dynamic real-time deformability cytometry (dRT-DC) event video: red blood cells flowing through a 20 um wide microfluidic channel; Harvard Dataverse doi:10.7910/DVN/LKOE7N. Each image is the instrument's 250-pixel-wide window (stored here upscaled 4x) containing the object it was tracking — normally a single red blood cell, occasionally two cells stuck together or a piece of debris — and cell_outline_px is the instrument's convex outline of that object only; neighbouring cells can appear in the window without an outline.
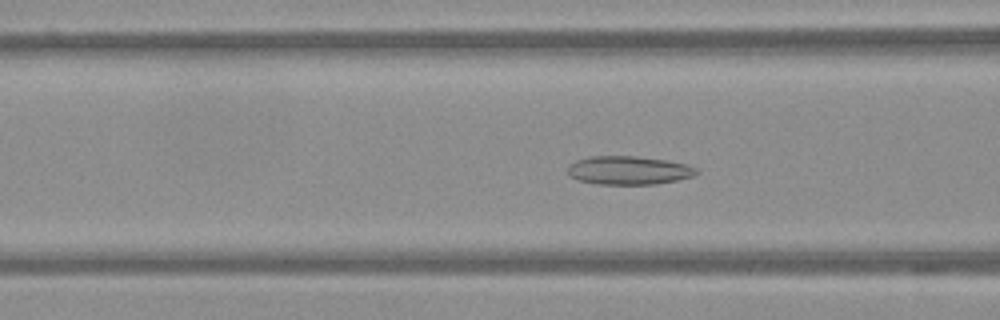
{"species": "Egyptian fruit bat (a non-hibernating species)", "species_latin": "Rousettus aegyptiacus", "temperature_condition": "warm", "stored_images_in_passage": 43, "camera_frame_rate_fps": 3000, "um_per_image_px": 0.085, "frame": {"image": 1, "passage_image": 9, "time_ms": 2.667, "image_size_px": [1000, 320], "cell_outline_px": [[700, 172], [692, 176], [676, 180], [656, 184], [596, 184], [580, 180], [568, 176], [568, 164], [576, 160], [592, 156], [636, 156], [668, 160], [688, 164], [696, 168]], "centroid_in_image_um": [53.44, 14.47], "position_along_channel_um": 113.2, "area_um2": 21.5}}
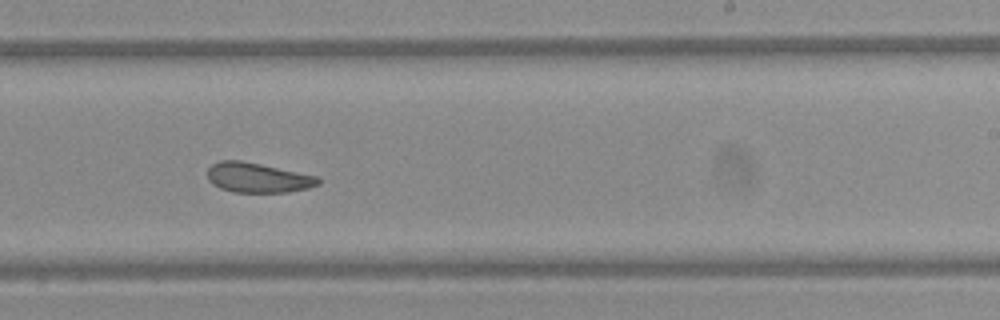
{"frame": {"image": 2, "passage_image": 22, "time_ms": 7.0, "image_size_px": [1000, 320], "cell_outline_px": [[320, 184], [308, 188], [288, 192], [232, 192], [220, 188], [212, 184], [208, 180], [208, 168], [212, 164], [220, 160], [240, 160], [320, 176]], "centroid_in_image_um": [21.92, 15.1], "position_along_channel_um": 267.1, "area_um2": 19.36}}
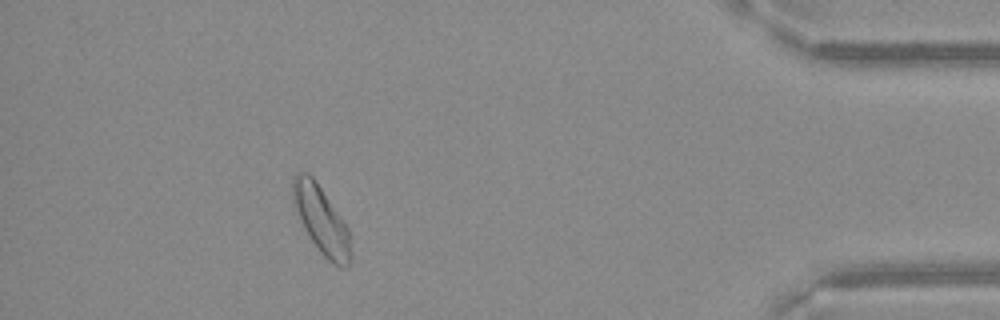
{"frame": {"image": 3, "passage_image": 38, "time_ms": 12.333, "image_size_px": [1000, 320], "cell_outline_px": [[352, 260], [344, 268], [340, 268], [332, 264], [320, 252], [304, 228], [300, 220], [292, 200], [292, 180], [296, 172], [308, 172], [312, 176], [340, 216], [348, 228], [352, 256]], "centroid_in_image_um": [27.31, 18.72], "position_along_channel_um": 407.9, "area_um2": 22.6}}